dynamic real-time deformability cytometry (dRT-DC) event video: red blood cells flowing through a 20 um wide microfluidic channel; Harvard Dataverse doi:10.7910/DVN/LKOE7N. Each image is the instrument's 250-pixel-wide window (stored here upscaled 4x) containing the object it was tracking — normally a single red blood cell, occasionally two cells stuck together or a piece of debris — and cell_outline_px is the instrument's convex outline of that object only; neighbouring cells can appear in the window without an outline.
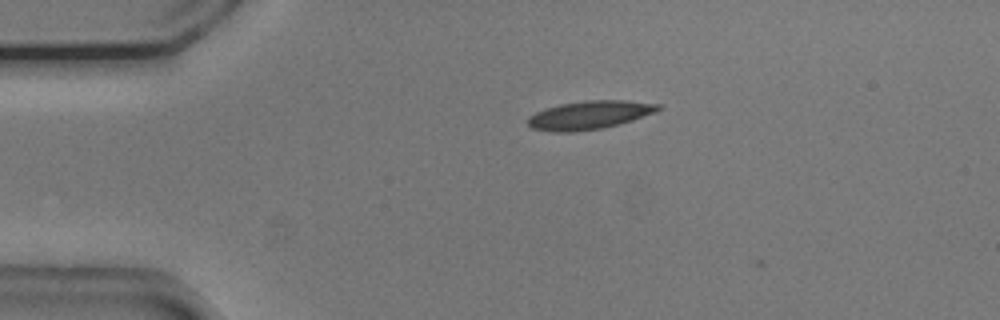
{"species": "common noctule bat (a hibernating species)", "species_latin": "Nyctalus noctula", "temperature_condition": "cold", "stored_images_in_passage": 6, "camera_frame_rate_fps": 3000, "um_per_image_px": 0.085, "animal": {"sex": "male", "body_mass_g": 20.5, "forearm_length_mm": 52.5}, "frame": {"image": 1, "passage_image": 5, "time_ms": 1.333, "image_size_px": [1000, 320], "cell_outline_px": [[664, 108], [656, 112], [632, 120], [600, 128], [576, 132], [552, 132], [532, 128], [528, 124], [528, 116], [536, 112], [560, 104], [588, 100], [628, 100], [660, 104]], "centroid_in_image_um": [50.13, 9.77], "position_along_channel_um": 34.9, "area_um2": 21.5}}